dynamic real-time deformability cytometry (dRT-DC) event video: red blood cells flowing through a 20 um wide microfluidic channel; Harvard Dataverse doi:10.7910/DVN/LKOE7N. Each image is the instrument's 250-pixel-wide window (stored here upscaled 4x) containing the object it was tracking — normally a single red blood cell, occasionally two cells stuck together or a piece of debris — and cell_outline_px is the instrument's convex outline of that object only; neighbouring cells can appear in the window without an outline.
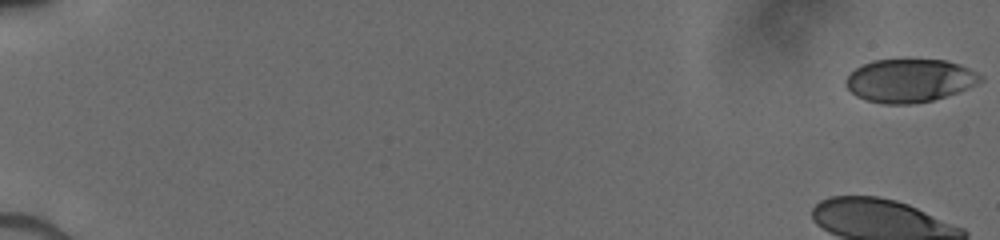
{"species": "human", "species_latin": "Homo sapiens", "temperature_condition": "cold", "stored_images_in_passage": 59, "camera_frame_rate_fps": 3000, "um_per_image_px": 0.085, "donor": {"sex": "male"}, "frame": {"image": 1, "passage_image": 1, "time_ms": 0.0, "image_size_px": [1000, 240], "cell_outline_px": [[984, 80], [968, 88], [932, 100], [908, 104], [884, 104], [864, 100], [856, 96], [844, 84], [844, 80], [856, 68], [872, 60], [944, 60], [960, 64], [984, 76]], "centroid_in_image_um": [77.31, 6.85], "position_along_channel_um": 7.7, "area_um2": 33.76}}